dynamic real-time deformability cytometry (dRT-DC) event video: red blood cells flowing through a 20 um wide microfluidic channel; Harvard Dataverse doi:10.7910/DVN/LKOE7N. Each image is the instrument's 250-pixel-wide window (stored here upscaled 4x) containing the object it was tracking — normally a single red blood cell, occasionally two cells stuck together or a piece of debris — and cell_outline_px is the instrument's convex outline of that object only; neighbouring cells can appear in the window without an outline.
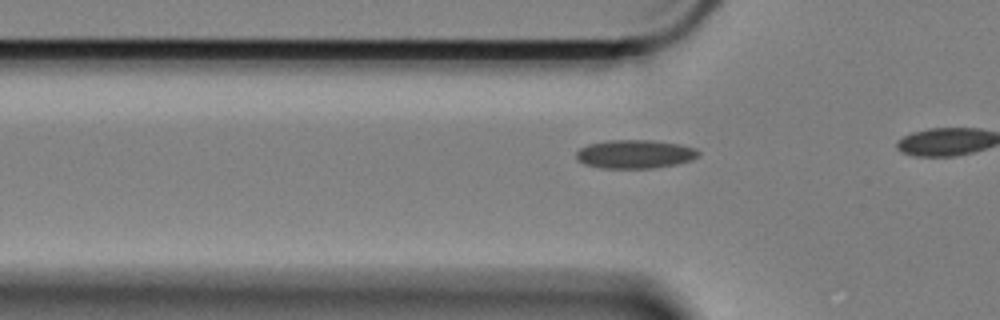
{"species": "Egyptian fruit bat (a non-hibernating species)", "species_latin": "Rousettus aegyptiacus", "temperature_condition": "cold", "stored_images_in_passage": 13, "camera_frame_rate_fps": 3000, "um_per_image_px": 0.085, "animal": {"sex": "female"}, "frame": {"image": 1, "passage_image": 10, "time_ms": 3.0, "image_size_px": [1000, 320], "cell_outline_px": [[700, 156], [692, 160], [676, 164], [652, 168], [600, 168], [584, 164], [576, 156], [576, 152], [580, 148], [588, 144], [608, 140], [652, 140], [680, 144], [696, 148], [700, 152]], "centroid_in_image_um": [54.0, 13.09], "position_along_channel_um": 71.8, "area_um2": 20.46}}